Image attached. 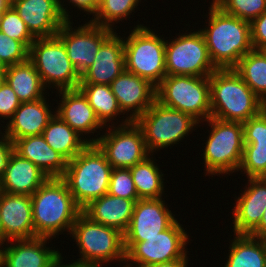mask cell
Here are the masks:
<instances>
[{
    "label": "cell",
    "mask_w": 266,
    "mask_h": 267,
    "mask_svg": "<svg viewBox=\"0 0 266 267\" xmlns=\"http://www.w3.org/2000/svg\"><path fill=\"white\" fill-rule=\"evenodd\" d=\"M34 238H56L71 233L82 209L75 203L62 178H48L32 195ZM60 232V233H59Z\"/></svg>",
    "instance_id": "obj_1"
},
{
    "label": "cell",
    "mask_w": 266,
    "mask_h": 267,
    "mask_svg": "<svg viewBox=\"0 0 266 267\" xmlns=\"http://www.w3.org/2000/svg\"><path fill=\"white\" fill-rule=\"evenodd\" d=\"M209 8L208 26L202 33L210 58L218 69L234 68L253 50L250 22L226 14L213 2Z\"/></svg>",
    "instance_id": "obj_2"
},
{
    "label": "cell",
    "mask_w": 266,
    "mask_h": 267,
    "mask_svg": "<svg viewBox=\"0 0 266 267\" xmlns=\"http://www.w3.org/2000/svg\"><path fill=\"white\" fill-rule=\"evenodd\" d=\"M209 83L210 117L243 123L266 107L233 68L215 70Z\"/></svg>",
    "instance_id": "obj_3"
},
{
    "label": "cell",
    "mask_w": 266,
    "mask_h": 267,
    "mask_svg": "<svg viewBox=\"0 0 266 267\" xmlns=\"http://www.w3.org/2000/svg\"><path fill=\"white\" fill-rule=\"evenodd\" d=\"M112 166L96 144H88L68 161L62 179L75 203L83 209L92 200L108 193Z\"/></svg>",
    "instance_id": "obj_4"
},
{
    "label": "cell",
    "mask_w": 266,
    "mask_h": 267,
    "mask_svg": "<svg viewBox=\"0 0 266 267\" xmlns=\"http://www.w3.org/2000/svg\"><path fill=\"white\" fill-rule=\"evenodd\" d=\"M70 235L74 241L76 240L81 255L76 262L101 267L104 263L114 260L126 263L124 235L119 230L96 223L81 212L73 224Z\"/></svg>",
    "instance_id": "obj_5"
},
{
    "label": "cell",
    "mask_w": 266,
    "mask_h": 267,
    "mask_svg": "<svg viewBox=\"0 0 266 267\" xmlns=\"http://www.w3.org/2000/svg\"><path fill=\"white\" fill-rule=\"evenodd\" d=\"M211 127L203 150L205 174L218 176L237 172L243 156L244 136L241 122L223 121L209 117Z\"/></svg>",
    "instance_id": "obj_6"
},
{
    "label": "cell",
    "mask_w": 266,
    "mask_h": 267,
    "mask_svg": "<svg viewBox=\"0 0 266 267\" xmlns=\"http://www.w3.org/2000/svg\"><path fill=\"white\" fill-rule=\"evenodd\" d=\"M124 39L125 70L157 87L167 75L166 40L147 26L136 25Z\"/></svg>",
    "instance_id": "obj_7"
},
{
    "label": "cell",
    "mask_w": 266,
    "mask_h": 267,
    "mask_svg": "<svg viewBox=\"0 0 266 267\" xmlns=\"http://www.w3.org/2000/svg\"><path fill=\"white\" fill-rule=\"evenodd\" d=\"M156 100L202 123L211 116L209 76L166 75L156 87Z\"/></svg>",
    "instance_id": "obj_8"
},
{
    "label": "cell",
    "mask_w": 266,
    "mask_h": 267,
    "mask_svg": "<svg viewBox=\"0 0 266 267\" xmlns=\"http://www.w3.org/2000/svg\"><path fill=\"white\" fill-rule=\"evenodd\" d=\"M135 123L143 132L150 155L151 153L153 155L157 149L178 144L185 136H189L188 133L195 127L200 126L190 114L166 107L157 100Z\"/></svg>",
    "instance_id": "obj_9"
},
{
    "label": "cell",
    "mask_w": 266,
    "mask_h": 267,
    "mask_svg": "<svg viewBox=\"0 0 266 267\" xmlns=\"http://www.w3.org/2000/svg\"><path fill=\"white\" fill-rule=\"evenodd\" d=\"M29 60L46 89L53 86L60 91L79 87L81 76L57 36L36 38L29 48Z\"/></svg>",
    "instance_id": "obj_10"
},
{
    "label": "cell",
    "mask_w": 266,
    "mask_h": 267,
    "mask_svg": "<svg viewBox=\"0 0 266 267\" xmlns=\"http://www.w3.org/2000/svg\"><path fill=\"white\" fill-rule=\"evenodd\" d=\"M182 226L176 220L168 229L143 242H124L127 265L122 267H147L185 258L189 235Z\"/></svg>",
    "instance_id": "obj_11"
},
{
    "label": "cell",
    "mask_w": 266,
    "mask_h": 267,
    "mask_svg": "<svg viewBox=\"0 0 266 267\" xmlns=\"http://www.w3.org/2000/svg\"><path fill=\"white\" fill-rule=\"evenodd\" d=\"M108 124L106 133L92 138L91 144L99 147L113 169H130L149 156L143 132L135 121H130L126 116V119L116 127L113 126L114 124L111 126L110 123Z\"/></svg>",
    "instance_id": "obj_12"
},
{
    "label": "cell",
    "mask_w": 266,
    "mask_h": 267,
    "mask_svg": "<svg viewBox=\"0 0 266 267\" xmlns=\"http://www.w3.org/2000/svg\"><path fill=\"white\" fill-rule=\"evenodd\" d=\"M165 64L167 75L210 76L218 69L199 30L166 40Z\"/></svg>",
    "instance_id": "obj_13"
},
{
    "label": "cell",
    "mask_w": 266,
    "mask_h": 267,
    "mask_svg": "<svg viewBox=\"0 0 266 267\" xmlns=\"http://www.w3.org/2000/svg\"><path fill=\"white\" fill-rule=\"evenodd\" d=\"M72 23L66 21L56 36L63 42L69 60L81 76L94 63L101 44L114 30L90 21L75 29L72 28Z\"/></svg>",
    "instance_id": "obj_14"
},
{
    "label": "cell",
    "mask_w": 266,
    "mask_h": 267,
    "mask_svg": "<svg viewBox=\"0 0 266 267\" xmlns=\"http://www.w3.org/2000/svg\"><path fill=\"white\" fill-rule=\"evenodd\" d=\"M12 6L35 38L56 36L72 17L62 0H12Z\"/></svg>",
    "instance_id": "obj_15"
},
{
    "label": "cell",
    "mask_w": 266,
    "mask_h": 267,
    "mask_svg": "<svg viewBox=\"0 0 266 267\" xmlns=\"http://www.w3.org/2000/svg\"><path fill=\"white\" fill-rule=\"evenodd\" d=\"M164 198L139 199L134 207L124 242H143L168 229L177 219L165 206Z\"/></svg>",
    "instance_id": "obj_16"
},
{
    "label": "cell",
    "mask_w": 266,
    "mask_h": 267,
    "mask_svg": "<svg viewBox=\"0 0 266 267\" xmlns=\"http://www.w3.org/2000/svg\"><path fill=\"white\" fill-rule=\"evenodd\" d=\"M110 88L123 115L127 113L130 121H136L156 100V87L127 70L110 84Z\"/></svg>",
    "instance_id": "obj_17"
},
{
    "label": "cell",
    "mask_w": 266,
    "mask_h": 267,
    "mask_svg": "<svg viewBox=\"0 0 266 267\" xmlns=\"http://www.w3.org/2000/svg\"><path fill=\"white\" fill-rule=\"evenodd\" d=\"M0 216L6 242L34 238L31 196L0 191Z\"/></svg>",
    "instance_id": "obj_18"
},
{
    "label": "cell",
    "mask_w": 266,
    "mask_h": 267,
    "mask_svg": "<svg viewBox=\"0 0 266 267\" xmlns=\"http://www.w3.org/2000/svg\"><path fill=\"white\" fill-rule=\"evenodd\" d=\"M123 39L114 31L101 44L94 63L81 75L80 84L110 85L125 70Z\"/></svg>",
    "instance_id": "obj_19"
},
{
    "label": "cell",
    "mask_w": 266,
    "mask_h": 267,
    "mask_svg": "<svg viewBox=\"0 0 266 267\" xmlns=\"http://www.w3.org/2000/svg\"><path fill=\"white\" fill-rule=\"evenodd\" d=\"M248 187L236 197V205L232 211L233 232L235 234H251L259 225L266 209V180L247 178Z\"/></svg>",
    "instance_id": "obj_20"
},
{
    "label": "cell",
    "mask_w": 266,
    "mask_h": 267,
    "mask_svg": "<svg viewBox=\"0 0 266 267\" xmlns=\"http://www.w3.org/2000/svg\"><path fill=\"white\" fill-rule=\"evenodd\" d=\"M57 92L62 98L55 111L56 115L80 136L90 133L94 135L97 132L96 130L105 127L97 118L94 109L89 105L87 97L79 88Z\"/></svg>",
    "instance_id": "obj_21"
},
{
    "label": "cell",
    "mask_w": 266,
    "mask_h": 267,
    "mask_svg": "<svg viewBox=\"0 0 266 267\" xmlns=\"http://www.w3.org/2000/svg\"><path fill=\"white\" fill-rule=\"evenodd\" d=\"M49 239L35 237L7 241L10 245L4 247L3 267H54L61 253L46 247Z\"/></svg>",
    "instance_id": "obj_22"
},
{
    "label": "cell",
    "mask_w": 266,
    "mask_h": 267,
    "mask_svg": "<svg viewBox=\"0 0 266 267\" xmlns=\"http://www.w3.org/2000/svg\"><path fill=\"white\" fill-rule=\"evenodd\" d=\"M47 98L21 102L5 126V135L14 143L17 139L40 135L54 117ZM48 103V104H47Z\"/></svg>",
    "instance_id": "obj_23"
},
{
    "label": "cell",
    "mask_w": 266,
    "mask_h": 267,
    "mask_svg": "<svg viewBox=\"0 0 266 267\" xmlns=\"http://www.w3.org/2000/svg\"><path fill=\"white\" fill-rule=\"evenodd\" d=\"M47 179L34 163L13 151L0 181V191L31 196Z\"/></svg>",
    "instance_id": "obj_24"
},
{
    "label": "cell",
    "mask_w": 266,
    "mask_h": 267,
    "mask_svg": "<svg viewBox=\"0 0 266 267\" xmlns=\"http://www.w3.org/2000/svg\"><path fill=\"white\" fill-rule=\"evenodd\" d=\"M137 201L107 193L92 200L82 209V212L92 221L115 228L124 234L130 224Z\"/></svg>",
    "instance_id": "obj_25"
},
{
    "label": "cell",
    "mask_w": 266,
    "mask_h": 267,
    "mask_svg": "<svg viewBox=\"0 0 266 267\" xmlns=\"http://www.w3.org/2000/svg\"><path fill=\"white\" fill-rule=\"evenodd\" d=\"M14 151L34 163L48 178H62L65 174L68 161L48 145L42 134L17 139Z\"/></svg>",
    "instance_id": "obj_26"
},
{
    "label": "cell",
    "mask_w": 266,
    "mask_h": 267,
    "mask_svg": "<svg viewBox=\"0 0 266 267\" xmlns=\"http://www.w3.org/2000/svg\"><path fill=\"white\" fill-rule=\"evenodd\" d=\"M4 80L13 89L20 102L37 101L44 98V94H46V88L40 75L29 59L22 63L7 66Z\"/></svg>",
    "instance_id": "obj_27"
},
{
    "label": "cell",
    "mask_w": 266,
    "mask_h": 267,
    "mask_svg": "<svg viewBox=\"0 0 266 267\" xmlns=\"http://www.w3.org/2000/svg\"><path fill=\"white\" fill-rule=\"evenodd\" d=\"M53 114L54 117L43 130L42 136L51 148L70 161L91 144V139H82V136L58 117L56 112Z\"/></svg>",
    "instance_id": "obj_28"
},
{
    "label": "cell",
    "mask_w": 266,
    "mask_h": 267,
    "mask_svg": "<svg viewBox=\"0 0 266 267\" xmlns=\"http://www.w3.org/2000/svg\"><path fill=\"white\" fill-rule=\"evenodd\" d=\"M223 267H266V242L250 234H234Z\"/></svg>",
    "instance_id": "obj_29"
},
{
    "label": "cell",
    "mask_w": 266,
    "mask_h": 267,
    "mask_svg": "<svg viewBox=\"0 0 266 267\" xmlns=\"http://www.w3.org/2000/svg\"><path fill=\"white\" fill-rule=\"evenodd\" d=\"M152 157L130 168L139 199H159L164 194V174Z\"/></svg>",
    "instance_id": "obj_30"
},
{
    "label": "cell",
    "mask_w": 266,
    "mask_h": 267,
    "mask_svg": "<svg viewBox=\"0 0 266 267\" xmlns=\"http://www.w3.org/2000/svg\"><path fill=\"white\" fill-rule=\"evenodd\" d=\"M233 69L266 104V56L260 50L253 49Z\"/></svg>",
    "instance_id": "obj_31"
},
{
    "label": "cell",
    "mask_w": 266,
    "mask_h": 267,
    "mask_svg": "<svg viewBox=\"0 0 266 267\" xmlns=\"http://www.w3.org/2000/svg\"><path fill=\"white\" fill-rule=\"evenodd\" d=\"M78 88L87 97L89 105L94 109L97 118L105 128H108L107 122L115 120L119 114L122 115V111L119 108L115 95L111 91L110 85L79 84Z\"/></svg>",
    "instance_id": "obj_32"
},
{
    "label": "cell",
    "mask_w": 266,
    "mask_h": 267,
    "mask_svg": "<svg viewBox=\"0 0 266 267\" xmlns=\"http://www.w3.org/2000/svg\"><path fill=\"white\" fill-rule=\"evenodd\" d=\"M141 0H100L98 10L90 22L113 29L116 22H122L130 16Z\"/></svg>",
    "instance_id": "obj_33"
},
{
    "label": "cell",
    "mask_w": 266,
    "mask_h": 267,
    "mask_svg": "<svg viewBox=\"0 0 266 267\" xmlns=\"http://www.w3.org/2000/svg\"><path fill=\"white\" fill-rule=\"evenodd\" d=\"M226 14L251 22L266 11V0H212Z\"/></svg>",
    "instance_id": "obj_34"
},
{
    "label": "cell",
    "mask_w": 266,
    "mask_h": 267,
    "mask_svg": "<svg viewBox=\"0 0 266 267\" xmlns=\"http://www.w3.org/2000/svg\"><path fill=\"white\" fill-rule=\"evenodd\" d=\"M0 31L10 38L22 42L28 49L36 39L13 6L3 12Z\"/></svg>",
    "instance_id": "obj_35"
},
{
    "label": "cell",
    "mask_w": 266,
    "mask_h": 267,
    "mask_svg": "<svg viewBox=\"0 0 266 267\" xmlns=\"http://www.w3.org/2000/svg\"><path fill=\"white\" fill-rule=\"evenodd\" d=\"M247 178H259L266 173V146L244 145L243 156L238 171Z\"/></svg>",
    "instance_id": "obj_36"
},
{
    "label": "cell",
    "mask_w": 266,
    "mask_h": 267,
    "mask_svg": "<svg viewBox=\"0 0 266 267\" xmlns=\"http://www.w3.org/2000/svg\"><path fill=\"white\" fill-rule=\"evenodd\" d=\"M108 194L128 200H139L130 169H112Z\"/></svg>",
    "instance_id": "obj_37"
},
{
    "label": "cell",
    "mask_w": 266,
    "mask_h": 267,
    "mask_svg": "<svg viewBox=\"0 0 266 267\" xmlns=\"http://www.w3.org/2000/svg\"><path fill=\"white\" fill-rule=\"evenodd\" d=\"M29 59V49L20 41L10 38L0 31V60L7 66Z\"/></svg>",
    "instance_id": "obj_38"
},
{
    "label": "cell",
    "mask_w": 266,
    "mask_h": 267,
    "mask_svg": "<svg viewBox=\"0 0 266 267\" xmlns=\"http://www.w3.org/2000/svg\"><path fill=\"white\" fill-rule=\"evenodd\" d=\"M242 124L244 145L266 146V107Z\"/></svg>",
    "instance_id": "obj_39"
},
{
    "label": "cell",
    "mask_w": 266,
    "mask_h": 267,
    "mask_svg": "<svg viewBox=\"0 0 266 267\" xmlns=\"http://www.w3.org/2000/svg\"><path fill=\"white\" fill-rule=\"evenodd\" d=\"M21 102L9 84L4 80L0 84V119H11Z\"/></svg>",
    "instance_id": "obj_40"
},
{
    "label": "cell",
    "mask_w": 266,
    "mask_h": 267,
    "mask_svg": "<svg viewBox=\"0 0 266 267\" xmlns=\"http://www.w3.org/2000/svg\"><path fill=\"white\" fill-rule=\"evenodd\" d=\"M251 43L254 50L266 45V11L250 22Z\"/></svg>",
    "instance_id": "obj_41"
},
{
    "label": "cell",
    "mask_w": 266,
    "mask_h": 267,
    "mask_svg": "<svg viewBox=\"0 0 266 267\" xmlns=\"http://www.w3.org/2000/svg\"><path fill=\"white\" fill-rule=\"evenodd\" d=\"M13 151L14 143L6 135L3 136L0 140V181Z\"/></svg>",
    "instance_id": "obj_42"
},
{
    "label": "cell",
    "mask_w": 266,
    "mask_h": 267,
    "mask_svg": "<svg viewBox=\"0 0 266 267\" xmlns=\"http://www.w3.org/2000/svg\"><path fill=\"white\" fill-rule=\"evenodd\" d=\"M69 3H72L75 8H79L80 11L83 10L88 15L90 13V15L95 16L100 0H69Z\"/></svg>",
    "instance_id": "obj_43"
},
{
    "label": "cell",
    "mask_w": 266,
    "mask_h": 267,
    "mask_svg": "<svg viewBox=\"0 0 266 267\" xmlns=\"http://www.w3.org/2000/svg\"><path fill=\"white\" fill-rule=\"evenodd\" d=\"M250 235L266 242V209L264 210L258 227Z\"/></svg>",
    "instance_id": "obj_44"
},
{
    "label": "cell",
    "mask_w": 266,
    "mask_h": 267,
    "mask_svg": "<svg viewBox=\"0 0 266 267\" xmlns=\"http://www.w3.org/2000/svg\"><path fill=\"white\" fill-rule=\"evenodd\" d=\"M187 265H188V257L186 256L183 259L173 260V261L165 262V263L154 264V265H150L147 267H187Z\"/></svg>",
    "instance_id": "obj_45"
},
{
    "label": "cell",
    "mask_w": 266,
    "mask_h": 267,
    "mask_svg": "<svg viewBox=\"0 0 266 267\" xmlns=\"http://www.w3.org/2000/svg\"><path fill=\"white\" fill-rule=\"evenodd\" d=\"M63 260V257L60 255L56 260H55V263H54V267H101V266H98V265H93V264H87V263H80V262H71V263H68V264H62V261Z\"/></svg>",
    "instance_id": "obj_46"
},
{
    "label": "cell",
    "mask_w": 266,
    "mask_h": 267,
    "mask_svg": "<svg viewBox=\"0 0 266 267\" xmlns=\"http://www.w3.org/2000/svg\"><path fill=\"white\" fill-rule=\"evenodd\" d=\"M12 6V0H0V13L5 12Z\"/></svg>",
    "instance_id": "obj_47"
},
{
    "label": "cell",
    "mask_w": 266,
    "mask_h": 267,
    "mask_svg": "<svg viewBox=\"0 0 266 267\" xmlns=\"http://www.w3.org/2000/svg\"><path fill=\"white\" fill-rule=\"evenodd\" d=\"M4 242H6L5 240H0V267H3V259H4V245H7L5 244ZM4 244V245H3ZM3 245V246H2ZM2 246V248H1Z\"/></svg>",
    "instance_id": "obj_48"
},
{
    "label": "cell",
    "mask_w": 266,
    "mask_h": 267,
    "mask_svg": "<svg viewBox=\"0 0 266 267\" xmlns=\"http://www.w3.org/2000/svg\"><path fill=\"white\" fill-rule=\"evenodd\" d=\"M0 240H4V234H3L2 223H1V216H0Z\"/></svg>",
    "instance_id": "obj_49"
},
{
    "label": "cell",
    "mask_w": 266,
    "mask_h": 267,
    "mask_svg": "<svg viewBox=\"0 0 266 267\" xmlns=\"http://www.w3.org/2000/svg\"><path fill=\"white\" fill-rule=\"evenodd\" d=\"M6 66L3 64V62L0 60V72H5Z\"/></svg>",
    "instance_id": "obj_50"
},
{
    "label": "cell",
    "mask_w": 266,
    "mask_h": 267,
    "mask_svg": "<svg viewBox=\"0 0 266 267\" xmlns=\"http://www.w3.org/2000/svg\"><path fill=\"white\" fill-rule=\"evenodd\" d=\"M4 73L5 72H0V84L4 81Z\"/></svg>",
    "instance_id": "obj_51"
},
{
    "label": "cell",
    "mask_w": 266,
    "mask_h": 267,
    "mask_svg": "<svg viewBox=\"0 0 266 267\" xmlns=\"http://www.w3.org/2000/svg\"><path fill=\"white\" fill-rule=\"evenodd\" d=\"M260 51L266 56V45H264Z\"/></svg>",
    "instance_id": "obj_52"
},
{
    "label": "cell",
    "mask_w": 266,
    "mask_h": 267,
    "mask_svg": "<svg viewBox=\"0 0 266 267\" xmlns=\"http://www.w3.org/2000/svg\"><path fill=\"white\" fill-rule=\"evenodd\" d=\"M0 127H3V128H5V126H0ZM2 134V135H1ZM0 140L3 138V136H5V133H2V131L0 132Z\"/></svg>",
    "instance_id": "obj_53"
},
{
    "label": "cell",
    "mask_w": 266,
    "mask_h": 267,
    "mask_svg": "<svg viewBox=\"0 0 266 267\" xmlns=\"http://www.w3.org/2000/svg\"><path fill=\"white\" fill-rule=\"evenodd\" d=\"M261 178L266 180V173Z\"/></svg>",
    "instance_id": "obj_54"
},
{
    "label": "cell",
    "mask_w": 266,
    "mask_h": 267,
    "mask_svg": "<svg viewBox=\"0 0 266 267\" xmlns=\"http://www.w3.org/2000/svg\"><path fill=\"white\" fill-rule=\"evenodd\" d=\"M2 15H3V13H0V23H1Z\"/></svg>",
    "instance_id": "obj_55"
}]
</instances>
